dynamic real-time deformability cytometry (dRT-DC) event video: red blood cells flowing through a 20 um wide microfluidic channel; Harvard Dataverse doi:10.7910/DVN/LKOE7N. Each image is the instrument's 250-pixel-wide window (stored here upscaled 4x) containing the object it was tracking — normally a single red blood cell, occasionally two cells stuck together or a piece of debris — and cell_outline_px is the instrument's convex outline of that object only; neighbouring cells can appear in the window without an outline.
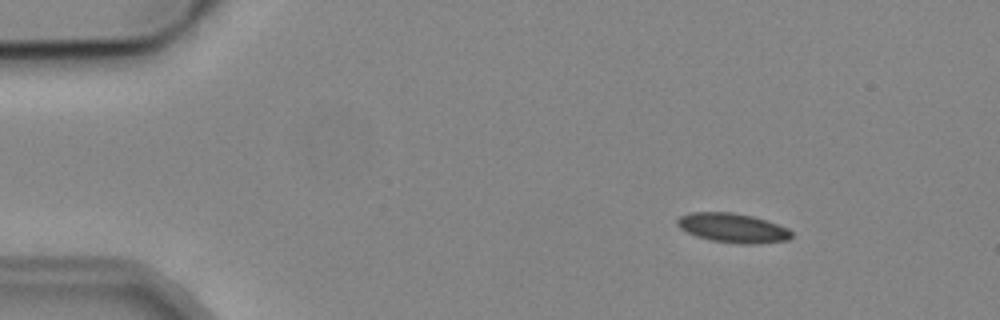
{"species": "common noctule bat (a hibernating species)", "species_latin": "Nyctalus noctula", "temperature_condition": "cold", "stored_images_in_passage": 7, "camera_frame_rate_fps": 3000, "um_per_image_px": 0.085, "animal": {"sex": "male", "body_mass_g": 19.2, "forearm_length_mm": 51.8}, "frame": {"image": 1, "passage_image": 3, "time_ms": 2.333, "image_size_px": [1000, 320], "cell_outline_px": [[792, 236], [788, 240], [760, 244], [740, 244], [712, 240], [696, 236], [680, 228], [676, 224], [676, 220], [680, 216], [692, 212], [732, 212], [752, 216], [788, 228], [792, 232]], "centroid_in_image_um": [62.28, 19.38], "position_along_channel_um": 22.7, "area_um2": 19.48}}